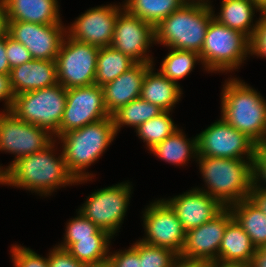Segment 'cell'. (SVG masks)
<instances>
[{"label": "cell", "instance_id": "obj_5", "mask_svg": "<svg viewBox=\"0 0 266 267\" xmlns=\"http://www.w3.org/2000/svg\"><path fill=\"white\" fill-rule=\"evenodd\" d=\"M213 10L210 4L185 3L155 27V44L200 53Z\"/></svg>", "mask_w": 266, "mask_h": 267}, {"label": "cell", "instance_id": "obj_53", "mask_svg": "<svg viewBox=\"0 0 266 267\" xmlns=\"http://www.w3.org/2000/svg\"><path fill=\"white\" fill-rule=\"evenodd\" d=\"M259 250H260L262 253L266 254V243L263 244V245L259 248Z\"/></svg>", "mask_w": 266, "mask_h": 267}, {"label": "cell", "instance_id": "obj_1", "mask_svg": "<svg viewBox=\"0 0 266 267\" xmlns=\"http://www.w3.org/2000/svg\"><path fill=\"white\" fill-rule=\"evenodd\" d=\"M54 141L46 149L19 158L4 172V185L50 195L55 189L76 184L68 172L63 153L55 157Z\"/></svg>", "mask_w": 266, "mask_h": 267}, {"label": "cell", "instance_id": "obj_38", "mask_svg": "<svg viewBox=\"0 0 266 267\" xmlns=\"http://www.w3.org/2000/svg\"><path fill=\"white\" fill-rule=\"evenodd\" d=\"M108 261L110 267H141V257L132 246L112 255L109 253Z\"/></svg>", "mask_w": 266, "mask_h": 267}, {"label": "cell", "instance_id": "obj_25", "mask_svg": "<svg viewBox=\"0 0 266 267\" xmlns=\"http://www.w3.org/2000/svg\"><path fill=\"white\" fill-rule=\"evenodd\" d=\"M229 208L233 218L248 234L257 249L266 243V215L250 198L243 199Z\"/></svg>", "mask_w": 266, "mask_h": 267}, {"label": "cell", "instance_id": "obj_45", "mask_svg": "<svg viewBox=\"0 0 266 267\" xmlns=\"http://www.w3.org/2000/svg\"><path fill=\"white\" fill-rule=\"evenodd\" d=\"M251 267H266V254L262 253L259 249L255 251L252 257Z\"/></svg>", "mask_w": 266, "mask_h": 267}, {"label": "cell", "instance_id": "obj_33", "mask_svg": "<svg viewBox=\"0 0 266 267\" xmlns=\"http://www.w3.org/2000/svg\"><path fill=\"white\" fill-rule=\"evenodd\" d=\"M132 247L141 257V267H176L180 263L178 254L169 248L152 246L141 240Z\"/></svg>", "mask_w": 266, "mask_h": 267}, {"label": "cell", "instance_id": "obj_24", "mask_svg": "<svg viewBox=\"0 0 266 267\" xmlns=\"http://www.w3.org/2000/svg\"><path fill=\"white\" fill-rule=\"evenodd\" d=\"M255 10L262 12L255 0H222L220 15L216 16L213 11V19L245 34L251 40L258 23H253Z\"/></svg>", "mask_w": 266, "mask_h": 267}, {"label": "cell", "instance_id": "obj_15", "mask_svg": "<svg viewBox=\"0 0 266 267\" xmlns=\"http://www.w3.org/2000/svg\"><path fill=\"white\" fill-rule=\"evenodd\" d=\"M7 34L22 43L33 59L55 61L66 36V28L62 24L8 21Z\"/></svg>", "mask_w": 266, "mask_h": 267}, {"label": "cell", "instance_id": "obj_39", "mask_svg": "<svg viewBox=\"0 0 266 267\" xmlns=\"http://www.w3.org/2000/svg\"><path fill=\"white\" fill-rule=\"evenodd\" d=\"M49 267H82L83 263L74 258L66 249L58 246L49 252L48 255Z\"/></svg>", "mask_w": 266, "mask_h": 267}, {"label": "cell", "instance_id": "obj_9", "mask_svg": "<svg viewBox=\"0 0 266 267\" xmlns=\"http://www.w3.org/2000/svg\"><path fill=\"white\" fill-rule=\"evenodd\" d=\"M233 219L229 207H224L210 221L185 232L179 261L183 264L209 265L218 262L219 248L226 225Z\"/></svg>", "mask_w": 266, "mask_h": 267}, {"label": "cell", "instance_id": "obj_30", "mask_svg": "<svg viewBox=\"0 0 266 267\" xmlns=\"http://www.w3.org/2000/svg\"><path fill=\"white\" fill-rule=\"evenodd\" d=\"M163 110L146 100L137 98L122 106L111 115L116 133L123 125L133 126L135 129L149 119L158 116Z\"/></svg>", "mask_w": 266, "mask_h": 267}, {"label": "cell", "instance_id": "obj_23", "mask_svg": "<svg viewBox=\"0 0 266 267\" xmlns=\"http://www.w3.org/2000/svg\"><path fill=\"white\" fill-rule=\"evenodd\" d=\"M153 68L152 65L146 71L140 98L157 105L163 111L171 112L177 102L180 101L181 94H183L180 84L171 81L160 71L153 72Z\"/></svg>", "mask_w": 266, "mask_h": 267}, {"label": "cell", "instance_id": "obj_51", "mask_svg": "<svg viewBox=\"0 0 266 267\" xmlns=\"http://www.w3.org/2000/svg\"><path fill=\"white\" fill-rule=\"evenodd\" d=\"M3 166L0 165V184L4 185V169Z\"/></svg>", "mask_w": 266, "mask_h": 267}, {"label": "cell", "instance_id": "obj_41", "mask_svg": "<svg viewBox=\"0 0 266 267\" xmlns=\"http://www.w3.org/2000/svg\"><path fill=\"white\" fill-rule=\"evenodd\" d=\"M14 91L9 74H0V100L5 101V111H10L14 101Z\"/></svg>", "mask_w": 266, "mask_h": 267}, {"label": "cell", "instance_id": "obj_48", "mask_svg": "<svg viewBox=\"0 0 266 267\" xmlns=\"http://www.w3.org/2000/svg\"><path fill=\"white\" fill-rule=\"evenodd\" d=\"M256 149L266 158V136L257 144Z\"/></svg>", "mask_w": 266, "mask_h": 267}, {"label": "cell", "instance_id": "obj_14", "mask_svg": "<svg viewBox=\"0 0 266 267\" xmlns=\"http://www.w3.org/2000/svg\"><path fill=\"white\" fill-rule=\"evenodd\" d=\"M146 236L143 243L166 247L180 254L185 241V230L176 212L164 200H157L148 205L143 214Z\"/></svg>", "mask_w": 266, "mask_h": 267}, {"label": "cell", "instance_id": "obj_12", "mask_svg": "<svg viewBox=\"0 0 266 267\" xmlns=\"http://www.w3.org/2000/svg\"><path fill=\"white\" fill-rule=\"evenodd\" d=\"M198 156L253 159L257 145L222 118L197 134ZM245 155V156H244Z\"/></svg>", "mask_w": 266, "mask_h": 267}, {"label": "cell", "instance_id": "obj_36", "mask_svg": "<svg viewBox=\"0 0 266 267\" xmlns=\"http://www.w3.org/2000/svg\"><path fill=\"white\" fill-rule=\"evenodd\" d=\"M6 55L10 69L33 60L29 50L6 34Z\"/></svg>", "mask_w": 266, "mask_h": 267}, {"label": "cell", "instance_id": "obj_26", "mask_svg": "<svg viewBox=\"0 0 266 267\" xmlns=\"http://www.w3.org/2000/svg\"><path fill=\"white\" fill-rule=\"evenodd\" d=\"M185 137L182 130L177 129L164 141L150 149V152L165 162L184 166L190 157H198L197 136L191 140Z\"/></svg>", "mask_w": 266, "mask_h": 267}, {"label": "cell", "instance_id": "obj_29", "mask_svg": "<svg viewBox=\"0 0 266 267\" xmlns=\"http://www.w3.org/2000/svg\"><path fill=\"white\" fill-rule=\"evenodd\" d=\"M109 233L98 229L92 238L77 239L67 251L81 263H93L108 259L109 243L112 239Z\"/></svg>", "mask_w": 266, "mask_h": 267}, {"label": "cell", "instance_id": "obj_11", "mask_svg": "<svg viewBox=\"0 0 266 267\" xmlns=\"http://www.w3.org/2000/svg\"><path fill=\"white\" fill-rule=\"evenodd\" d=\"M48 130L18 119L11 111L0 112V151L15 155L4 172L19 158L40 152L55 140Z\"/></svg>", "mask_w": 266, "mask_h": 267}, {"label": "cell", "instance_id": "obj_32", "mask_svg": "<svg viewBox=\"0 0 266 267\" xmlns=\"http://www.w3.org/2000/svg\"><path fill=\"white\" fill-rule=\"evenodd\" d=\"M170 117L169 111H163L158 116L149 119L136 128L139 138L146 142L147 147L152 149L155 145L164 141L177 130Z\"/></svg>", "mask_w": 266, "mask_h": 267}, {"label": "cell", "instance_id": "obj_3", "mask_svg": "<svg viewBox=\"0 0 266 267\" xmlns=\"http://www.w3.org/2000/svg\"><path fill=\"white\" fill-rule=\"evenodd\" d=\"M116 135L110 116L82 128L70 130L57 138L63 143L62 153L67 170L77 184L91 180L93 174L84 170L102 156Z\"/></svg>", "mask_w": 266, "mask_h": 267}, {"label": "cell", "instance_id": "obj_42", "mask_svg": "<svg viewBox=\"0 0 266 267\" xmlns=\"http://www.w3.org/2000/svg\"><path fill=\"white\" fill-rule=\"evenodd\" d=\"M249 198L266 215V188L252 187Z\"/></svg>", "mask_w": 266, "mask_h": 267}, {"label": "cell", "instance_id": "obj_2", "mask_svg": "<svg viewBox=\"0 0 266 267\" xmlns=\"http://www.w3.org/2000/svg\"><path fill=\"white\" fill-rule=\"evenodd\" d=\"M196 161L207 186V190H200L216 199L223 207H230L249 198L253 185V159L198 156Z\"/></svg>", "mask_w": 266, "mask_h": 267}, {"label": "cell", "instance_id": "obj_40", "mask_svg": "<svg viewBox=\"0 0 266 267\" xmlns=\"http://www.w3.org/2000/svg\"><path fill=\"white\" fill-rule=\"evenodd\" d=\"M252 174V187L266 188V186H262L259 183L261 180L264 181V185L266 183V158L257 149L255 151L254 158L252 161Z\"/></svg>", "mask_w": 266, "mask_h": 267}, {"label": "cell", "instance_id": "obj_28", "mask_svg": "<svg viewBox=\"0 0 266 267\" xmlns=\"http://www.w3.org/2000/svg\"><path fill=\"white\" fill-rule=\"evenodd\" d=\"M187 0H126L124 8L132 15L156 27Z\"/></svg>", "mask_w": 266, "mask_h": 267}, {"label": "cell", "instance_id": "obj_52", "mask_svg": "<svg viewBox=\"0 0 266 267\" xmlns=\"http://www.w3.org/2000/svg\"><path fill=\"white\" fill-rule=\"evenodd\" d=\"M188 2H198V3H205V4H210L208 1L209 0H187Z\"/></svg>", "mask_w": 266, "mask_h": 267}, {"label": "cell", "instance_id": "obj_18", "mask_svg": "<svg viewBox=\"0 0 266 267\" xmlns=\"http://www.w3.org/2000/svg\"><path fill=\"white\" fill-rule=\"evenodd\" d=\"M165 201L176 212L185 232L210 221L224 208L197 187Z\"/></svg>", "mask_w": 266, "mask_h": 267}, {"label": "cell", "instance_id": "obj_49", "mask_svg": "<svg viewBox=\"0 0 266 267\" xmlns=\"http://www.w3.org/2000/svg\"><path fill=\"white\" fill-rule=\"evenodd\" d=\"M259 5L261 11H266V0H255Z\"/></svg>", "mask_w": 266, "mask_h": 267}, {"label": "cell", "instance_id": "obj_47", "mask_svg": "<svg viewBox=\"0 0 266 267\" xmlns=\"http://www.w3.org/2000/svg\"><path fill=\"white\" fill-rule=\"evenodd\" d=\"M82 267H110L108 259L93 263H83Z\"/></svg>", "mask_w": 266, "mask_h": 267}, {"label": "cell", "instance_id": "obj_27", "mask_svg": "<svg viewBox=\"0 0 266 267\" xmlns=\"http://www.w3.org/2000/svg\"><path fill=\"white\" fill-rule=\"evenodd\" d=\"M136 63L130 56L111 46L100 48L97 57L95 84L102 87L112 82Z\"/></svg>", "mask_w": 266, "mask_h": 267}, {"label": "cell", "instance_id": "obj_7", "mask_svg": "<svg viewBox=\"0 0 266 267\" xmlns=\"http://www.w3.org/2000/svg\"><path fill=\"white\" fill-rule=\"evenodd\" d=\"M67 89L61 84L17 94L10 111L30 124L59 137V126L66 105Z\"/></svg>", "mask_w": 266, "mask_h": 267}, {"label": "cell", "instance_id": "obj_46", "mask_svg": "<svg viewBox=\"0 0 266 267\" xmlns=\"http://www.w3.org/2000/svg\"><path fill=\"white\" fill-rule=\"evenodd\" d=\"M206 267H251L250 264H225L220 262H215L207 265Z\"/></svg>", "mask_w": 266, "mask_h": 267}, {"label": "cell", "instance_id": "obj_43", "mask_svg": "<svg viewBox=\"0 0 266 267\" xmlns=\"http://www.w3.org/2000/svg\"><path fill=\"white\" fill-rule=\"evenodd\" d=\"M10 66L6 55V35L0 36V74H10Z\"/></svg>", "mask_w": 266, "mask_h": 267}, {"label": "cell", "instance_id": "obj_22", "mask_svg": "<svg viewBox=\"0 0 266 267\" xmlns=\"http://www.w3.org/2000/svg\"><path fill=\"white\" fill-rule=\"evenodd\" d=\"M257 248L250 237L233 218L227 225L219 248L218 262L250 264Z\"/></svg>", "mask_w": 266, "mask_h": 267}, {"label": "cell", "instance_id": "obj_44", "mask_svg": "<svg viewBox=\"0 0 266 267\" xmlns=\"http://www.w3.org/2000/svg\"><path fill=\"white\" fill-rule=\"evenodd\" d=\"M8 18L4 0H0V36L7 34Z\"/></svg>", "mask_w": 266, "mask_h": 267}, {"label": "cell", "instance_id": "obj_20", "mask_svg": "<svg viewBox=\"0 0 266 267\" xmlns=\"http://www.w3.org/2000/svg\"><path fill=\"white\" fill-rule=\"evenodd\" d=\"M14 94H22L58 84L56 61L33 59L10 71Z\"/></svg>", "mask_w": 266, "mask_h": 267}, {"label": "cell", "instance_id": "obj_37", "mask_svg": "<svg viewBox=\"0 0 266 267\" xmlns=\"http://www.w3.org/2000/svg\"><path fill=\"white\" fill-rule=\"evenodd\" d=\"M257 27L250 40V54L266 58V11L261 12Z\"/></svg>", "mask_w": 266, "mask_h": 267}, {"label": "cell", "instance_id": "obj_10", "mask_svg": "<svg viewBox=\"0 0 266 267\" xmlns=\"http://www.w3.org/2000/svg\"><path fill=\"white\" fill-rule=\"evenodd\" d=\"M129 183L123 182L94 191L78 209L79 212L114 237L130 204L132 192Z\"/></svg>", "mask_w": 266, "mask_h": 267}, {"label": "cell", "instance_id": "obj_50", "mask_svg": "<svg viewBox=\"0 0 266 267\" xmlns=\"http://www.w3.org/2000/svg\"><path fill=\"white\" fill-rule=\"evenodd\" d=\"M176 267H206L205 265L183 264L179 263Z\"/></svg>", "mask_w": 266, "mask_h": 267}, {"label": "cell", "instance_id": "obj_13", "mask_svg": "<svg viewBox=\"0 0 266 267\" xmlns=\"http://www.w3.org/2000/svg\"><path fill=\"white\" fill-rule=\"evenodd\" d=\"M110 116L104 104L103 89L99 85L67 89L59 136Z\"/></svg>", "mask_w": 266, "mask_h": 267}, {"label": "cell", "instance_id": "obj_34", "mask_svg": "<svg viewBox=\"0 0 266 267\" xmlns=\"http://www.w3.org/2000/svg\"><path fill=\"white\" fill-rule=\"evenodd\" d=\"M77 217L71 219L66 225L64 241L57 245L62 249H68L77 239L92 238V235L99 229L88 218L79 211Z\"/></svg>", "mask_w": 266, "mask_h": 267}, {"label": "cell", "instance_id": "obj_35", "mask_svg": "<svg viewBox=\"0 0 266 267\" xmlns=\"http://www.w3.org/2000/svg\"><path fill=\"white\" fill-rule=\"evenodd\" d=\"M10 252L15 267H49L48 257H41V255L24 246L14 244Z\"/></svg>", "mask_w": 266, "mask_h": 267}, {"label": "cell", "instance_id": "obj_8", "mask_svg": "<svg viewBox=\"0 0 266 267\" xmlns=\"http://www.w3.org/2000/svg\"><path fill=\"white\" fill-rule=\"evenodd\" d=\"M99 49L66 34L55 60L58 83L66 89L95 84Z\"/></svg>", "mask_w": 266, "mask_h": 267}, {"label": "cell", "instance_id": "obj_31", "mask_svg": "<svg viewBox=\"0 0 266 267\" xmlns=\"http://www.w3.org/2000/svg\"><path fill=\"white\" fill-rule=\"evenodd\" d=\"M170 51L162 61L160 72L171 81L178 83L177 80L191 73L196 62H201L200 54L173 48H170Z\"/></svg>", "mask_w": 266, "mask_h": 267}, {"label": "cell", "instance_id": "obj_17", "mask_svg": "<svg viewBox=\"0 0 266 267\" xmlns=\"http://www.w3.org/2000/svg\"><path fill=\"white\" fill-rule=\"evenodd\" d=\"M118 6L110 4L87 10L68 27L66 34L79 42L99 48L110 46L113 41L116 19L124 9V5Z\"/></svg>", "mask_w": 266, "mask_h": 267}, {"label": "cell", "instance_id": "obj_21", "mask_svg": "<svg viewBox=\"0 0 266 267\" xmlns=\"http://www.w3.org/2000/svg\"><path fill=\"white\" fill-rule=\"evenodd\" d=\"M8 21L62 24L57 0H4Z\"/></svg>", "mask_w": 266, "mask_h": 267}, {"label": "cell", "instance_id": "obj_6", "mask_svg": "<svg viewBox=\"0 0 266 267\" xmlns=\"http://www.w3.org/2000/svg\"><path fill=\"white\" fill-rule=\"evenodd\" d=\"M199 54L201 64L203 63L207 71L231 72L239 69L250 54V39L245 34L212 19Z\"/></svg>", "mask_w": 266, "mask_h": 267}, {"label": "cell", "instance_id": "obj_16", "mask_svg": "<svg viewBox=\"0 0 266 267\" xmlns=\"http://www.w3.org/2000/svg\"><path fill=\"white\" fill-rule=\"evenodd\" d=\"M153 43L155 44V27L124 8L116 19L110 46L137 63H153V58L146 54Z\"/></svg>", "mask_w": 266, "mask_h": 267}, {"label": "cell", "instance_id": "obj_4", "mask_svg": "<svg viewBox=\"0 0 266 267\" xmlns=\"http://www.w3.org/2000/svg\"><path fill=\"white\" fill-rule=\"evenodd\" d=\"M221 96V118L257 145L266 136V100L238 78L227 80Z\"/></svg>", "mask_w": 266, "mask_h": 267}, {"label": "cell", "instance_id": "obj_19", "mask_svg": "<svg viewBox=\"0 0 266 267\" xmlns=\"http://www.w3.org/2000/svg\"><path fill=\"white\" fill-rule=\"evenodd\" d=\"M153 63H136L112 82L102 86L104 104L110 115L122 106L140 98L142 84L146 71Z\"/></svg>", "mask_w": 266, "mask_h": 267}]
</instances>
